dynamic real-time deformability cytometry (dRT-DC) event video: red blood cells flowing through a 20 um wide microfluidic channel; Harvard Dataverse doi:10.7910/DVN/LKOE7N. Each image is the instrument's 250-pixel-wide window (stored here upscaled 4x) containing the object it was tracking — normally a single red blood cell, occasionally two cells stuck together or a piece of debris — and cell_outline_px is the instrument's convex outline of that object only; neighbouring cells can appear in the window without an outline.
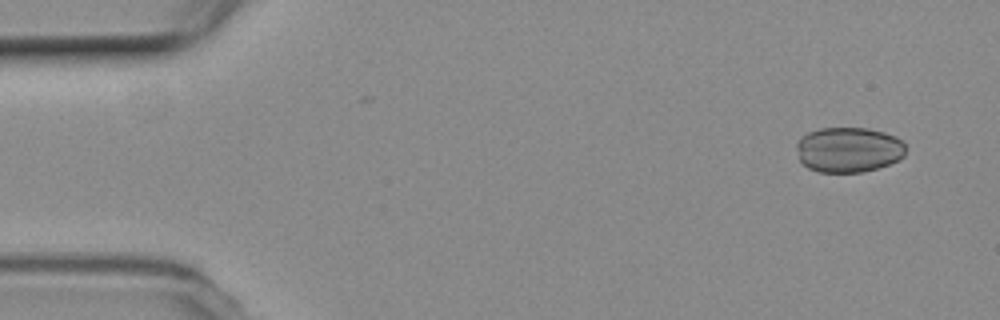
{"species": "common noctule bat (a hibernating species)", "species_latin": "Nyctalus noctula", "temperature_condition": "room temperature", "stored_images_in_passage": 50, "camera_frame_rate_fps": 3000, "um_per_image_px": 0.085, "animal": {"sex": "female", "body_mass_g": 19.3, "forearm_length_mm": 54.1}, "frame": {"image": 1, "passage_image": 4, "time_ms": 1.0, "image_size_px": [1000, 320], "cell_outline_px": [[904, 156], [900, 160], [876, 168], [860, 172], [820, 172], [808, 168], [800, 160], [796, 148], [796, 144], [808, 132], [820, 128], [868, 128], [884, 132], [896, 136], [904, 144]], "centroid_in_image_um": [72.13, 12.72], "position_along_channel_um": 12.9, "area_um2": 28.67}}
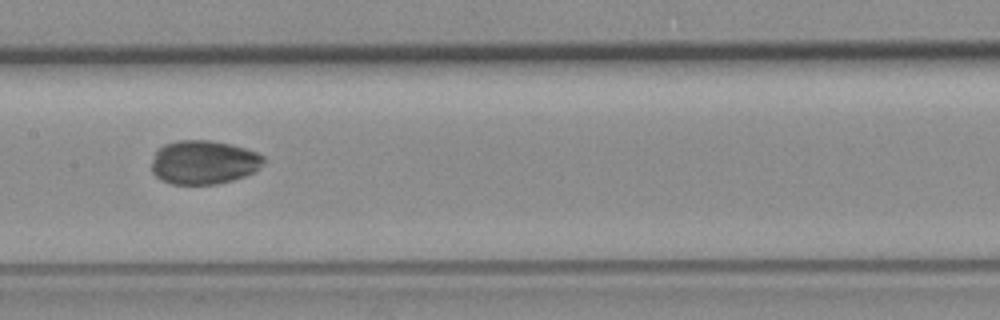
{"frame": {"image": 2, "passage_image": 27, "time_ms": 8.667, "image_size_px": [1000, 320], "cell_outline_px": [[264, 160], [252, 172], [244, 176], [232, 180], [216, 184], [172, 184], [156, 176], [152, 172], [152, 160], [156, 148], [164, 144], [176, 140], [212, 140], [232, 144], [256, 152], [264, 156]], "centroid_in_image_um": [17.26, 13.77], "position_along_channel_um": 190.1, "area_um2": 28.55}}
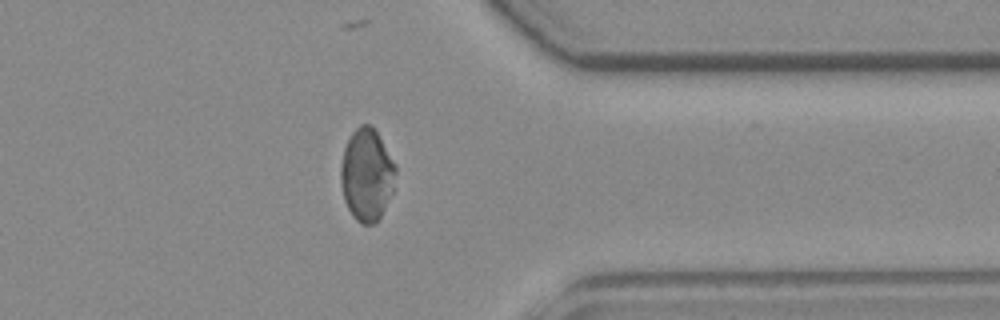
{"frame": {"image": 3, "passage_image": 43, "time_ms": 14.0, "image_size_px": [1000, 320], "cell_outline_px": [[396, 172], [392, 192], [376, 224], [360, 224], [352, 216], [344, 200], [340, 180], [340, 164], [344, 148], [352, 132], [360, 124], [368, 124], [376, 128], [396, 164]], "centroid_in_image_um": [31.17, 14.83], "position_along_channel_um": 380.2, "area_um2": 29.88}}